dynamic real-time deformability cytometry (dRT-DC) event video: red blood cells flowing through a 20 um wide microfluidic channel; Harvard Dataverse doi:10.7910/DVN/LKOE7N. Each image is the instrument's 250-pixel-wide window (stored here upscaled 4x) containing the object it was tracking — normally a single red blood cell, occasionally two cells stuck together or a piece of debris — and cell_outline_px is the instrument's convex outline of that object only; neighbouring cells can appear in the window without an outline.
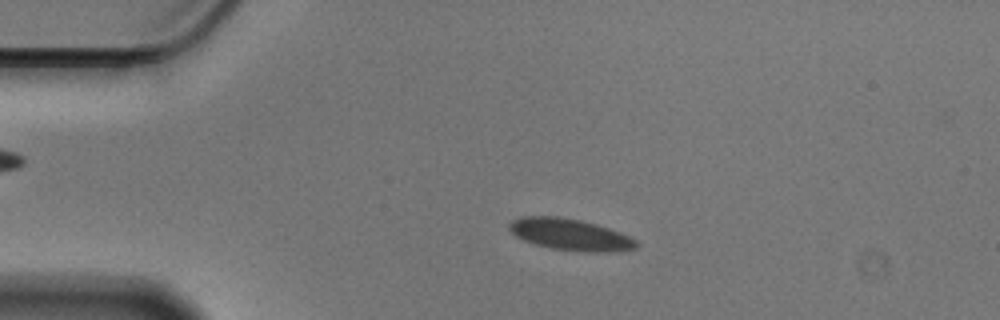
{"species": "Egyptian fruit bat (a non-hibernating species)", "species_latin": "Rousettus aegyptiacus", "temperature_condition": "cold", "stored_images_in_passage": 55, "camera_frame_rate_fps": 3000, "um_per_image_px": 0.085, "animal": {"sex": "male"}, "frame": {"image": 1, "passage_image": 11, "time_ms": 3.333, "image_size_px": [1000, 320], "cell_outline_px": [[640, 244], [636, 248], [608, 252], [584, 252], [552, 248], [536, 244], [524, 240], [516, 236], [508, 228], [508, 224], [512, 220], [520, 216], [556, 216], [580, 220], [596, 224], [620, 232], [636, 240]], "centroid_in_image_um": [48.46, 19.93], "position_along_channel_um": 36.5, "area_um2": 23.29}}
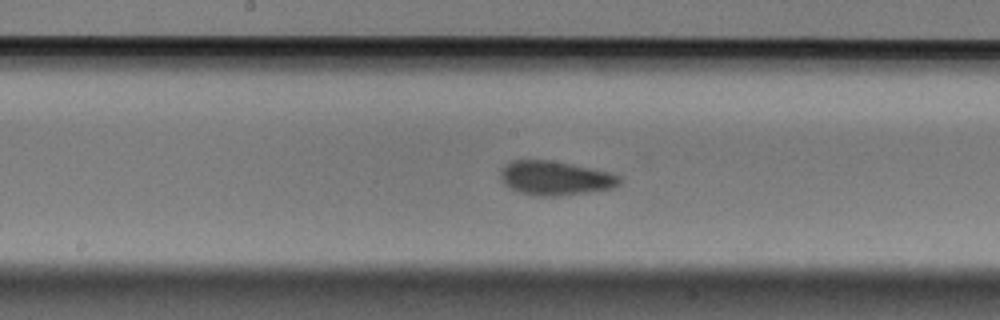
{"frame": {"image": 2, "passage_image": 28, "time_ms": 9.0, "image_size_px": [1000, 320], "cell_outline_px": [[620, 184], [612, 188], [588, 192], [560, 196], [540, 196], [520, 192], [504, 184], [500, 176], [500, 168], [504, 164], [512, 160], [552, 160], [592, 168], [608, 172], [620, 176]], "centroid_in_image_um": [47.17, 15.13], "position_along_channel_um": 201.0, "area_um2": 23.7}}
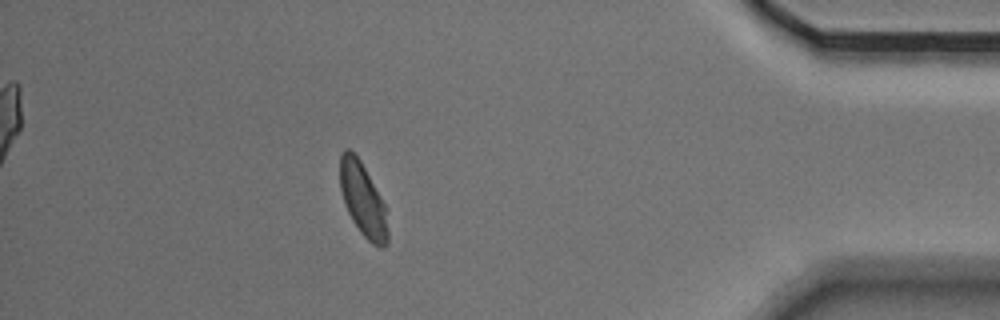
{"frame": {"image": 3, "passage_image": 49, "time_ms": 16.0, "image_size_px": [1000, 320], "cell_outline_px": [[388, 244], [384, 248], [380, 248], [372, 244], [360, 232], [352, 220], [348, 212], [340, 188], [340, 152], [344, 148], [348, 148], [360, 160], [380, 196], [384, 204], [388, 232]], "centroid_in_image_um": [30.84, 16.99], "position_along_channel_um": 404.4, "area_um2": 20.23}, "authors_computed_cell_mechanics": {"area_um2": 22.253, "velocity_mm_per_s": 3.5274, "shape_relaxation_time_tau1_ms": 3.6895, "shape_relaxation_time_tau2_ms": 5.1349, "deformation_change_tau1": 0.089, "deformation_change_tau2": 0.0498}}